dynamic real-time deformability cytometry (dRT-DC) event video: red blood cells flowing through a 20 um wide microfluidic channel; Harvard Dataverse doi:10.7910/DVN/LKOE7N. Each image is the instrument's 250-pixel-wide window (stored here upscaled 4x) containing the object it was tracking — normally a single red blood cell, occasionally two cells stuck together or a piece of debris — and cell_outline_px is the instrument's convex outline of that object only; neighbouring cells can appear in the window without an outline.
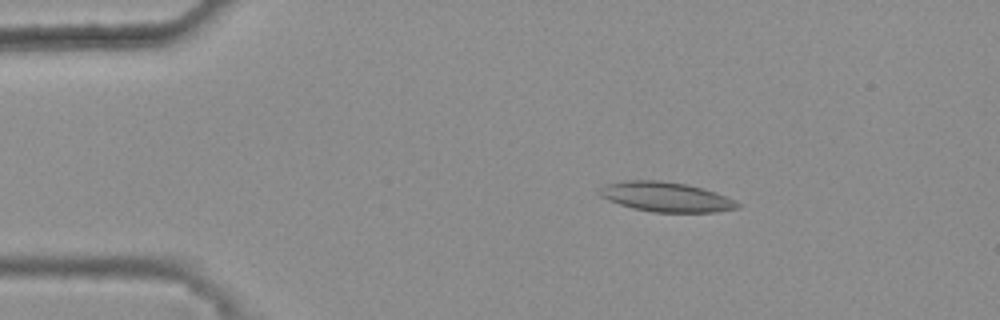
{"species": "common noctule bat (a hibernating species)", "species_latin": "Nyctalus noctula", "temperature_condition": "warm", "stored_images_in_passage": 46, "camera_frame_rate_fps": 3000, "um_per_image_px": 0.085, "animal": {"sex": "female", "body_mass_g": 25.1}, "frame": {"image": 1, "passage_image": 9, "time_ms": 2.667, "image_size_px": [1000, 320], "cell_outline_px": [[740, 208], [716, 212], [652, 212], [632, 208], [608, 200], [600, 196], [596, 192], [600, 188], [608, 184], [620, 180], [660, 180], [688, 184], [704, 188], [716, 192], [736, 200], [740, 204]], "centroid_in_image_um": [56.62, 16.73], "position_along_channel_um": 28.4, "area_um2": 24.22}}
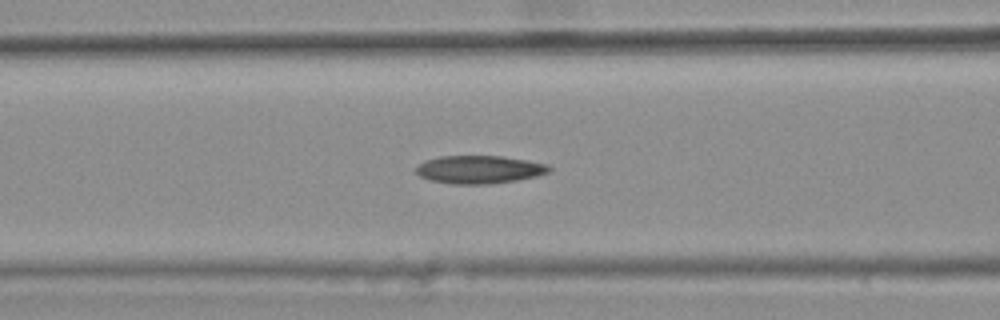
{"frame": {"image": 2, "passage_image": 21, "time_ms": 6.667, "image_size_px": [1000, 320], "cell_outline_px": [[552, 168], [548, 172], [536, 176], [516, 180], [488, 184], [452, 184], [432, 180], [420, 176], [416, 172], [416, 168], [424, 160], [440, 156], [500, 156], [548, 164]], "centroid_in_image_um": [40.73, 14.41], "position_along_channel_um": 125.9, "area_um2": 21.5}}
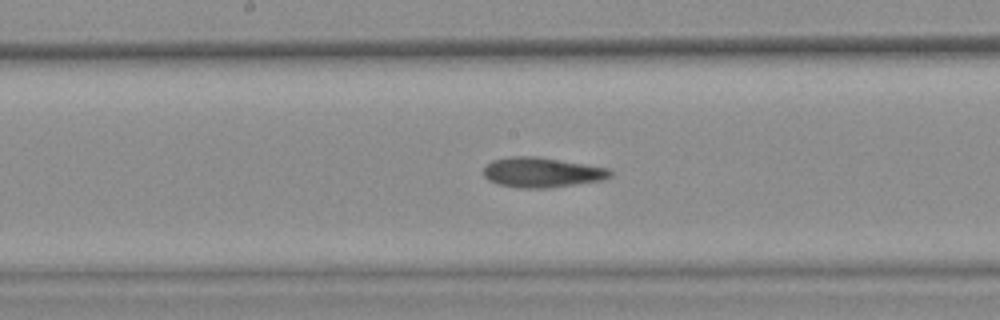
{"frame": {"image": 3, "passage_image": 27, "time_ms": 8.667, "image_size_px": [1000, 320], "cell_outline_px": [[612, 176], [604, 180], [548, 188], [520, 188], [496, 184], [488, 180], [484, 176], [484, 168], [492, 160], [512, 156], [540, 156], [612, 168]], "centroid_in_image_um": [46.11, 14.64], "position_along_channel_um": 202.1, "area_um2": 22.54}, "authors_computed_cell_mechanics": {"area_um2": 22.4553, "velocity_mm_per_s": 3.8196, "shape_relaxation_time_tau1_ms": null, "shape_relaxation_time_tau2_ms": 4.6575, "deformation_change_tau1": null, "deformation_change_tau2": 0.1235}}